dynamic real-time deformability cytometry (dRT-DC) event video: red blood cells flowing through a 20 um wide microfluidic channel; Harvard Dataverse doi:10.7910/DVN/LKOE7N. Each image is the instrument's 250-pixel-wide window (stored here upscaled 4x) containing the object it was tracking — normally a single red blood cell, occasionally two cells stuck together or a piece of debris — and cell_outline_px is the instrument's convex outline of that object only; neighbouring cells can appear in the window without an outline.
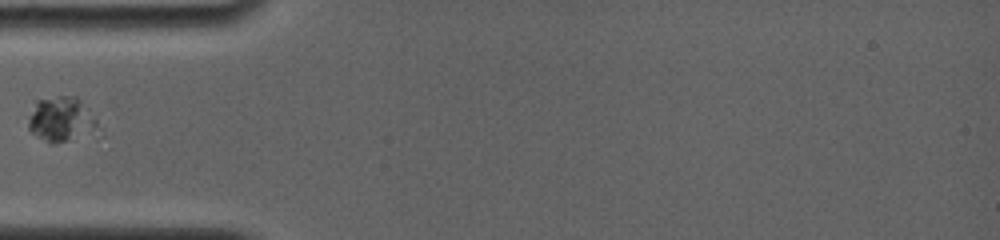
{"species": "common noctule bat (a hibernating species)", "species_latin": "Nyctalus noctula", "temperature_condition": "room temperature", "stored_images_in_passage": 8, "segment_of_instrument_passage": [2, 2], "camera_frame_rate_fps": 4000, "um_per_image_px": 0.085, "animal": {"sex": "female", "body_mass_g": 19.0, "forearm_length_mm": 56.7}, "frame": {"image": 1, "passage_image": 6, "time_ms": 4.75, "image_size_px": [1000, 240], "cell_outline_px": [[80, 104], [76, 116], [68, 136], [64, 140], [52, 144], [48, 144], [36, 136], [28, 128], [28, 120], [36, 100], [56, 96], [76, 96], [80, 100]], "centroid_in_image_um": [4.56, 10.02], "position_along_channel_um": 80.4, "area_um2": 13.47}}
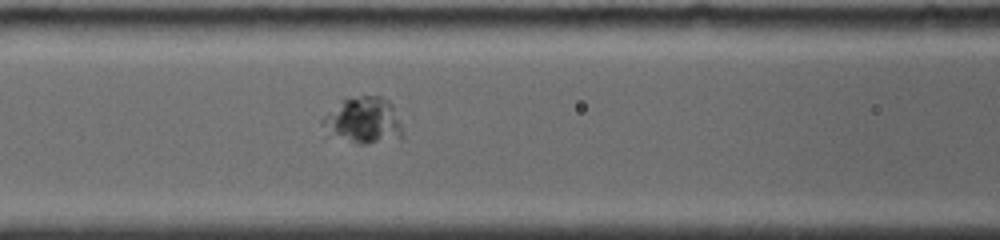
{"frame": {"image": 2, "passage_image": 8, "time_ms": 6.25, "image_size_px": [1000, 240], "cell_outline_px": [[404, 136], [368, 144], [356, 144], [336, 132], [320, 120], [340, 100], [360, 96], [380, 96], [388, 100], [392, 104], [400, 124]], "centroid_in_image_um": [30.97, 10.18], "position_along_channel_um": 135.6, "area_um2": 20.52}}